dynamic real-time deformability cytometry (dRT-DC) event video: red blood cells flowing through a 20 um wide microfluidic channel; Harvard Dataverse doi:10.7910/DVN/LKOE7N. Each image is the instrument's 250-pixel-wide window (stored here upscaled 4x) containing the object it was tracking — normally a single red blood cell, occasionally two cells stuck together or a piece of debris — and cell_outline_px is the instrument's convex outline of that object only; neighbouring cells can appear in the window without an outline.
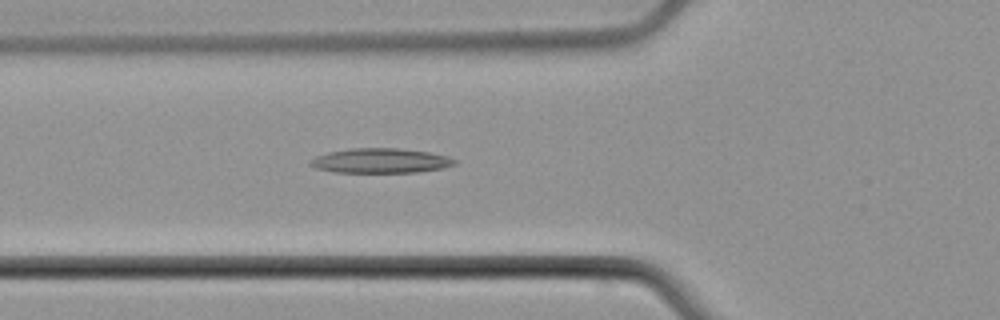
{"species": "common noctule bat (a hibernating species)", "species_latin": "Nyctalus noctula", "temperature_condition": "cold", "stored_images_in_passage": 6, "camera_frame_rate_fps": 3000, "um_per_image_px": 0.085, "animal": {"sex": "male", "body_mass_g": 21.5, "forearm_length_mm": 52.0}, "frame": {"image": 1, "passage_image": 6, "time_ms": 6.0, "image_size_px": [1000, 320], "cell_outline_px": [[456, 164], [444, 168], [416, 172], [336, 172], [316, 168], [308, 164], [308, 160], [316, 156], [328, 152], [348, 148], [400, 148], [428, 152], [448, 156], [456, 160]], "centroid_in_image_um": [32.33, 13.65], "position_along_channel_um": 93.5, "area_um2": 20.87}}